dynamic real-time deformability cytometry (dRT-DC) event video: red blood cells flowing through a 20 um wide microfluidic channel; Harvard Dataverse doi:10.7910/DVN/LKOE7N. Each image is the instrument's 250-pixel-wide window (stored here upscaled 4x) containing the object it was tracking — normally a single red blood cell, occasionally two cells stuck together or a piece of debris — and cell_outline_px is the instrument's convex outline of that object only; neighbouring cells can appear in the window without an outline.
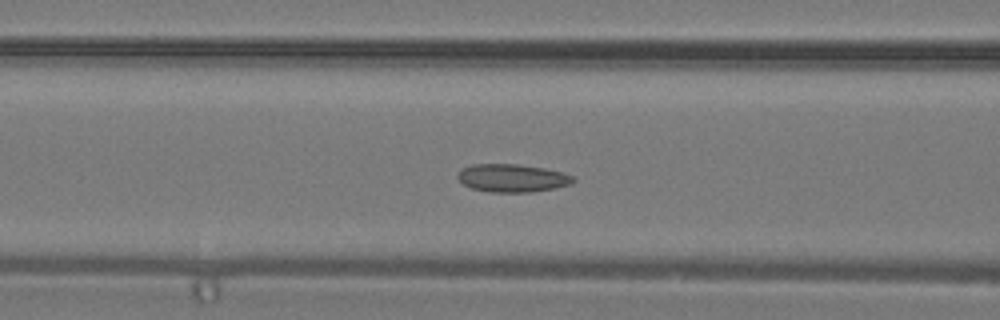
{"species": "common noctule bat (a hibernating species)", "species_latin": "Nyctalus noctula", "temperature_condition": "warm", "stored_images_in_passage": 31, "camera_frame_rate_fps": 3000, "um_per_image_px": 0.085, "animal": {"sex": "male", "body_mass_g": 19.2, "forearm_length_mm": 51.8}, "frame": {"image": 1, "passage_image": 11, "time_ms": 3.333, "image_size_px": [1000, 320], "cell_outline_px": [[576, 180], [572, 184], [532, 192], [492, 192], [472, 188], [464, 184], [456, 176], [460, 168], [472, 164], [520, 164], [544, 168], [560, 172], [572, 176]], "centroid_in_image_um": [43.51, 15.12], "position_along_channel_um": 123.1, "area_um2": 18.79}}
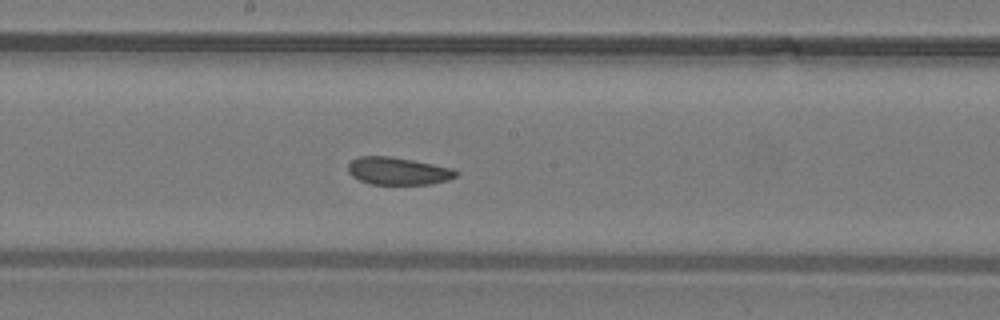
{"frame": {"image": 2, "passage_image": 16, "time_ms": 5.0, "image_size_px": [1000, 320], "cell_outline_px": [[456, 176], [448, 180], [428, 184], [372, 184], [360, 180], [352, 176], [348, 172], [348, 164], [352, 160], [360, 156], [392, 156], [452, 168], [456, 172]], "centroid_in_image_um": [33.79, 14.53], "position_along_channel_um": 214.4, "area_um2": 17.11}}
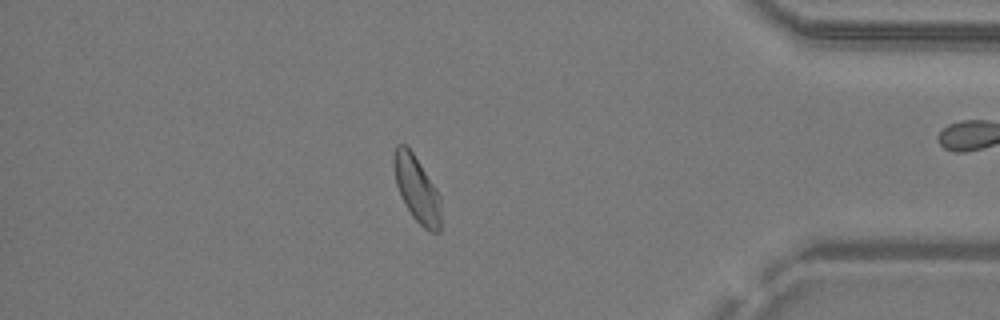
{"frame": {"image": 3, "passage_image": 28, "time_ms": 9.0, "image_size_px": [1000, 320], "cell_outline_px": [[440, 232], [428, 232], [412, 216], [404, 204], [400, 196], [396, 184], [392, 164], [392, 156], [396, 144], [404, 144], [412, 152], [436, 188], [440, 196]], "centroid_in_image_um": [35.4, 16.07], "position_along_channel_um": 399.8, "area_um2": 18.21}}